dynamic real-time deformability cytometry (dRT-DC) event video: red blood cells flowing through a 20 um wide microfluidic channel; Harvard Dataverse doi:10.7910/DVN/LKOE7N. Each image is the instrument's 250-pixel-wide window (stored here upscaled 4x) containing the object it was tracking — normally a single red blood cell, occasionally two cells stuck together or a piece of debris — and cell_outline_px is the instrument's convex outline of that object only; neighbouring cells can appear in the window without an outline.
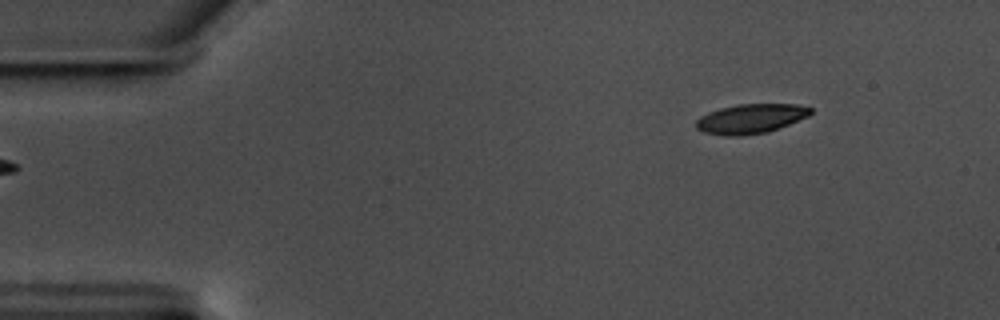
{"species": "common noctule bat (a hibernating species)", "species_latin": "Nyctalus noctula", "temperature_condition": "warm", "stored_images_in_passage": 52, "camera_frame_rate_fps": 3000, "um_per_image_px": 0.085, "animal": {"sex": "male", "body_mass_g": 17.5, "forearm_length_mm": 52.3}, "frame": {"image": 1, "passage_image": 1, "time_ms": 0.0, "image_size_px": [1000, 320], "cell_outline_px": [[812, 112], [808, 116], [768, 132], [740, 136], [728, 136], [704, 132], [696, 128], [696, 120], [700, 116], [708, 112], [720, 108], [740, 104], [796, 104], [812, 108]], "centroid_in_image_um": [63.79, 10.09], "position_along_channel_um": 21.2, "area_um2": 19.59}}
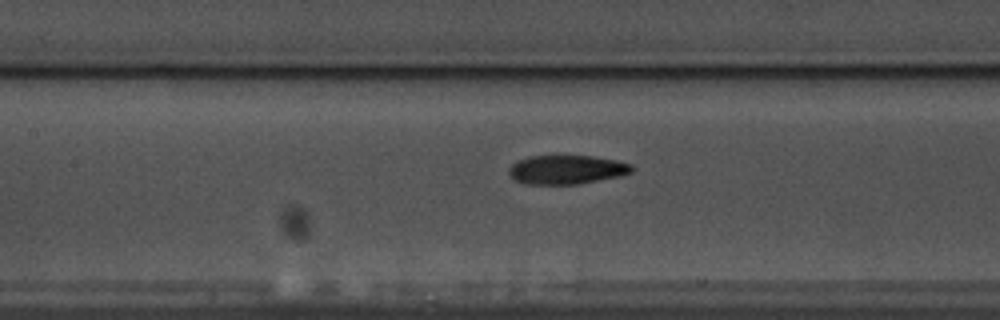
{"frame": {"image": 2, "passage_image": 20, "time_ms": 6.333, "image_size_px": [1000, 320], "cell_outline_px": [[632, 172], [616, 176], [576, 184], [528, 184], [516, 180], [508, 172], [508, 168], [512, 164], [520, 160], [532, 156], [592, 156], [616, 160], [632, 164]], "centroid_in_image_um": [48.15, 14.41], "position_along_channel_um": 159.3, "area_um2": 20.29}}
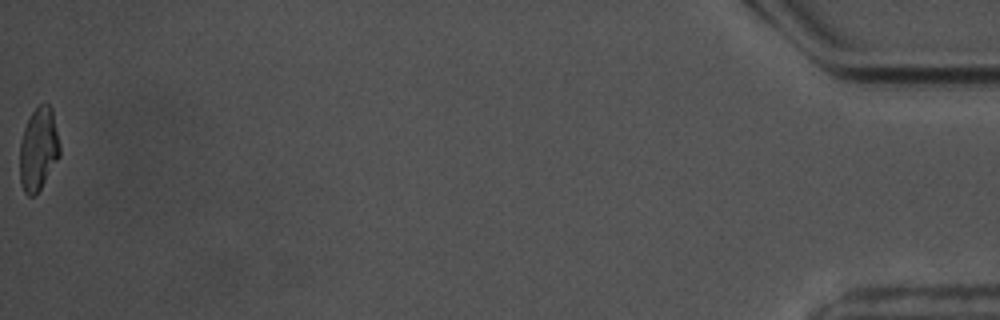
{"frame": {"image": 3, "passage_image": 52, "time_ms": 17.0, "image_size_px": [1000, 320], "cell_outline_px": [[60, 156], [40, 188], [32, 196], [28, 196], [24, 192], [20, 184], [20, 144], [24, 128], [32, 112], [40, 104], [48, 104], [52, 108], [60, 144]], "centroid_in_image_um": [3.27, 12.67], "position_along_channel_um": 431.9, "area_um2": 19.19}, "authors_computed_cell_mechanics": {"area_um2": 20.7502, "velocity_mm_per_s": 3.5168, "shape_relaxation_time_tau1_ms": 4.602, "shape_relaxation_time_tau2_ms": 3.183, "deformation_change_tau1": 0.1794, "deformation_change_tau2": 0.1005}}